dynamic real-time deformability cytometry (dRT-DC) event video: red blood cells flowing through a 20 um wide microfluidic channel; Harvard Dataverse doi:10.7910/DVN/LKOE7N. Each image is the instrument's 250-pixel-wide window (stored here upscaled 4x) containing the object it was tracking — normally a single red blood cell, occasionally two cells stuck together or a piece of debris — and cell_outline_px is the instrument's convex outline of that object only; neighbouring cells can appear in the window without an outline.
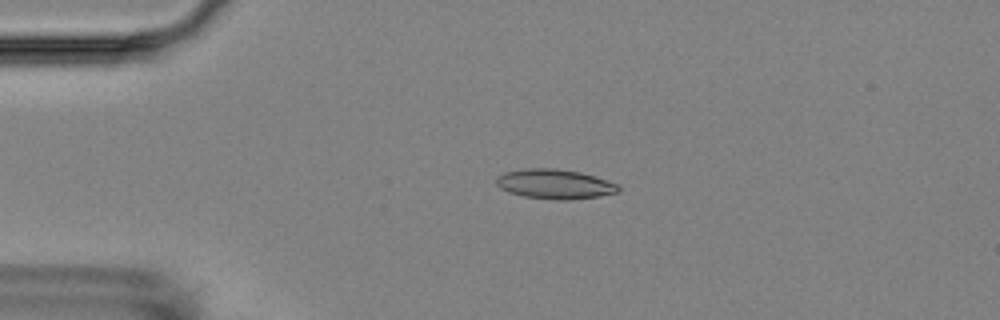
{"species": "Egyptian fruit bat (a non-hibernating species)", "species_latin": "Rousettus aegyptiacus", "temperature_condition": "room temperature", "stored_images_in_passage": 5, "camera_frame_rate_fps": 3000, "um_per_image_px": 0.085, "animal": {"sex": "female"}, "frame": {"image": 1, "passage_image": 4, "time_ms": 3.667, "image_size_px": [1000, 320], "cell_outline_px": [[620, 192], [600, 196], [568, 200], [560, 200], [524, 196], [508, 192], [500, 188], [496, 184], [496, 176], [504, 172], [524, 168], [556, 168], [580, 172], [620, 184]], "centroid_in_image_um": [47.16, 15.64], "position_along_channel_um": 37.8, "area_um2": 21.27}}